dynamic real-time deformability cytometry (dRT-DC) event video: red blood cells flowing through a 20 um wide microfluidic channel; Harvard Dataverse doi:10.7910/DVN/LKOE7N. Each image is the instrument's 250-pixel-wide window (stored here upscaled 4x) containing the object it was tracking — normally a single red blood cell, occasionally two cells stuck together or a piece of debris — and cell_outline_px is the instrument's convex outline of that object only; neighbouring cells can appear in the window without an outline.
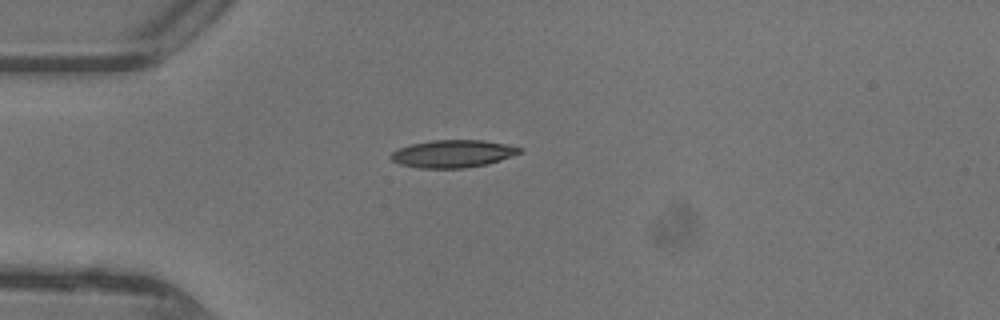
{"species": "common noctule bat (a hibernating species)", "species_latin": "Nyctalus noctula", "temperature_condition": "warm", "stored_images_in_passage": 25, "camera_frame_rate_fps": 3000, "um_per_image_px": 0.085, "animal": {"sex": "female"}, "frame": {"image": 1, "passage_image": 1, "time_ms": 0.0, "image_size_px": [1000, 320], "cell_outline_px": [[524, 148], [520, 152], [512, 156], [488, 164], [464, 168], [416, 168], [400, 164], [392, 160], [388, 156], [392, 152], [400, 148], [412, 144], [432, 140], [484, 140]], "centroid_in_image_um": [38.48, 13.07], "position_along_channel_um": 46.5, "area_um2": 20.63}}
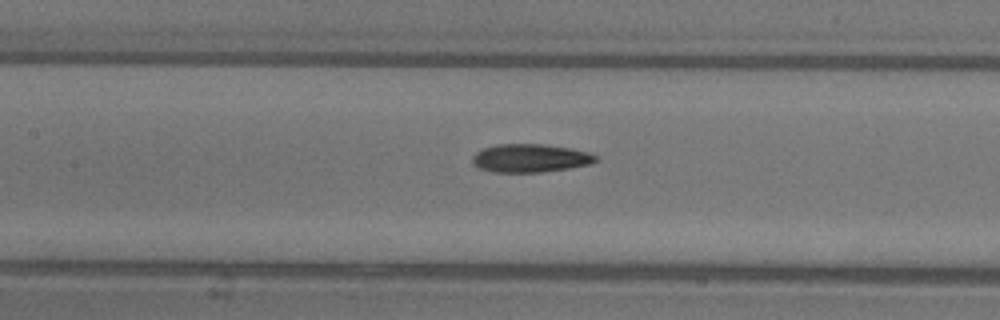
{"frame": {"image": 2, "passage_image": 10, "time_ms": 3.0, "image_size_px": [1000, 320], "cell_outline_px": [[600, 160], [592, 164], [568, 168], [540, 172], [492, 172], [480, 168], [472, 164], [472, 156], [476, 152], [484, 148], [496, 144], [544, 144], [568, 148], [588, 152], [596, 156]], "centroid_in_image_um": [45.06, 13.44], "position_along_channel_um": 162.3, "area_um2": 20.35}}
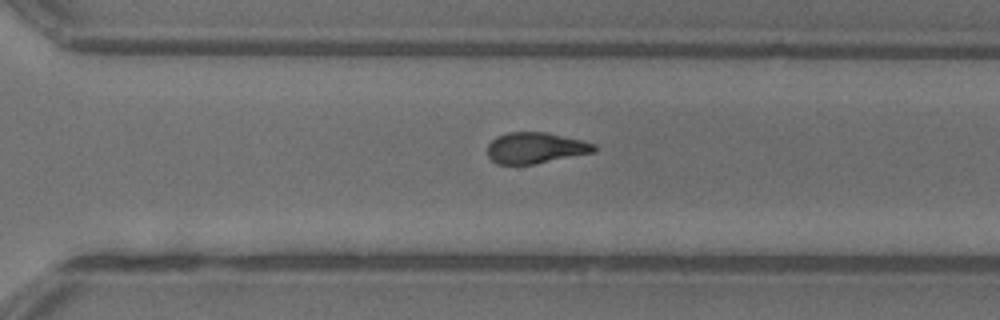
{"frame": {"image": 3, "passage_image": 21, "time_ms": 6.667, "image_size_px": [1000, 320], "cell_outline_px": [[596, 152], [536, 164], [496, 164], [488, 156], [488, 144], [496, 136], [508, 132], [544, 132], [580, 140], [596, 144]], "centroid_in_image_um": [45.51, 12.58], "position_along_channel_um": 325.1, "area_um2": 19.31}, "authors_computed_cell_mechanics": {"area_um2": 20.23, "velocity_mm_per_s": 4.458, "shape_relaxation_time_tau1_ms": 3.164, "shape_relaxation_time_tau2_ms": 2.7912, "deformation_change_tau1": 0.1523, "deformation_change_tau2": 0.1133}}